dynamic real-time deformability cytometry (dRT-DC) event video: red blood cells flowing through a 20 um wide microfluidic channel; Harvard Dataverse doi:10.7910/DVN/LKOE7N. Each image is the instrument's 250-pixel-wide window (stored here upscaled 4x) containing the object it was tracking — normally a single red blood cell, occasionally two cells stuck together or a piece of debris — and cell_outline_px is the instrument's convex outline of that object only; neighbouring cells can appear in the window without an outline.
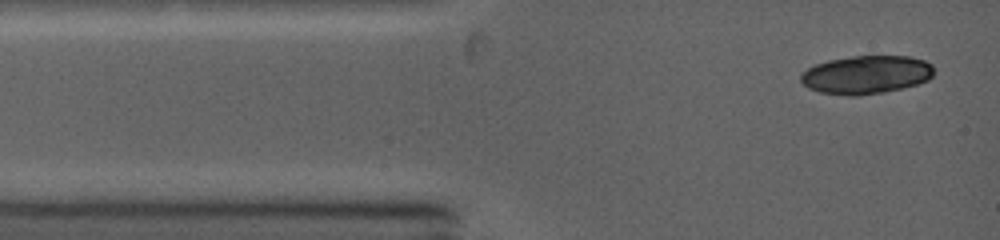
{"species": "common noctule bat (a hibernating species)", "species_latin": "Nyctalus noctula", "temperature_condition": "warm", "stored_images_in_passage": 3, "camera_frame_rate_fps": 5000, "um_per_image_px": 0.085, "animal": {"sex": "female", "body_mass_g": 19.0, "forearm_length_mm": 53.3}, "frame": {"image": 1, "passage_image": 1, "time_ms": 0.0, "image_size_px": [1000, 240], "cell_outline_px": [[932, 76], [928, 80], [916, 84], [884, 92], [860, 96], [848, 96], [820, 92], [808, 88], [800, 80], [800, 76], [808, 68], [816, 64], [828, 60], [852, 56], [908, 56], [924, 60], [932, 64]], "centroid_in_image_um": [73.61, 6.35], "position_along_channel_um": 11.4, "area_um2": 29.65}}